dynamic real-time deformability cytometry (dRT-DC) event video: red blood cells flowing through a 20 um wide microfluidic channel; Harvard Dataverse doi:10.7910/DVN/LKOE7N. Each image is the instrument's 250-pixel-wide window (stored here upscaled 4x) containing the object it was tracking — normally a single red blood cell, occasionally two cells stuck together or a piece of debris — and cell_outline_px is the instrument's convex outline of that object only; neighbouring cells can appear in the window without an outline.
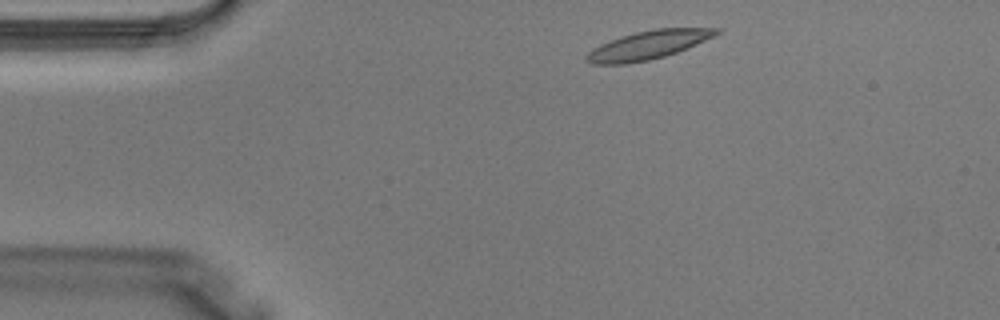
{"species": "Egyptian fruit bat (a non-hibernating species)", "species_latin": "Rousettus aegyptiacus", "temperature_condition": "warm", "stored_images_in_passage": 3, "segment_of_instrument_passage": [1, 2], "camera_frame_rate_fps": 3000, "um_per_image_px": 0.085, "animal": {"sex": "male"}, "frame": {"image": 1, "passage_image": 1, "time_ms": 0.0, "image_size_px": [1000, 320], "cell_outline_px": [[720, 32], [696, 44], [676, 52], [664, 56], [648, 60], [624, 64], [592, 64], [584, 60], [584, 56], [592, 48], [600, 44], [620, 36], [636, 32], [656, 28], [720, 28]], "centroid_in_image_um": [55.01, 3.83], "position_along_channel_um": 30.0, "area_um2": 21.39}}